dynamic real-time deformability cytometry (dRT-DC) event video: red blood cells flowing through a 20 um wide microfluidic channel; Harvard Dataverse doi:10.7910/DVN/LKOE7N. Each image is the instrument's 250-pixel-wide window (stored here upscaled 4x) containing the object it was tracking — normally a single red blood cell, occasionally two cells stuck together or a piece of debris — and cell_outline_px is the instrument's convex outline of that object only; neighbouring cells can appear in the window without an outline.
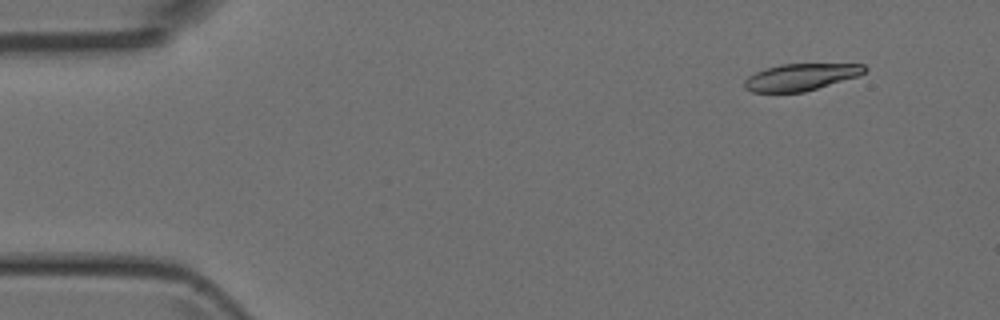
{"species": "Egyptian fruit bat (a non-hibernating species)", "species_latin": "Rousettus aegyptiacus", "temperature_condition": "room temperature", "stored_images_in_passage": 47, "camera_frame_rate_fps": 3000, "um_per_image_px": 0.085, "animal": {"sex": "female"}, "frame": {"image": 1, "passage_image": 3, "time_ms": 0.667, "image_size_px": [1000, 320], "cell_outline_px": [[868, 68], [864, 72], [856, 76], [804, 92], [752, 92], [744, 88], [744, 80], [748, 76], [756, 72], [780, 64], [864, 64]], "centroid_in_image_um": [68.03, 6.55], "position_along_channel_um": 17.0, "area_um2": 18.55}}
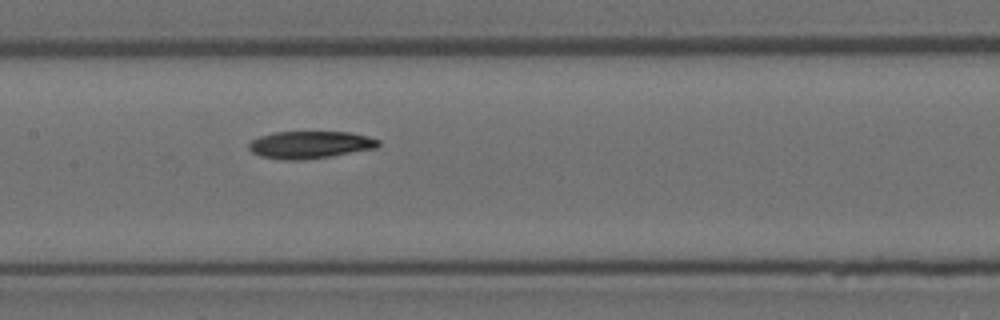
{"frame": {"image": 2, "passage_image": 22, "time_ms": 7.0, "image_size_px": [1000, 320], "cell_outline_px": [[380, 144], [376, 148], [332, 156], [304, 160], [280, 160], [260, 156], [252, 152], [248, 148], [248, 144], [252, 140], [260, 136], [276, 132], [352, 132], [368, 136], [380, 140]], "centroid_in_image_um": [26.36, 12.31], "position_along_channel_um": 181.0, "area_um2": 20.81}}
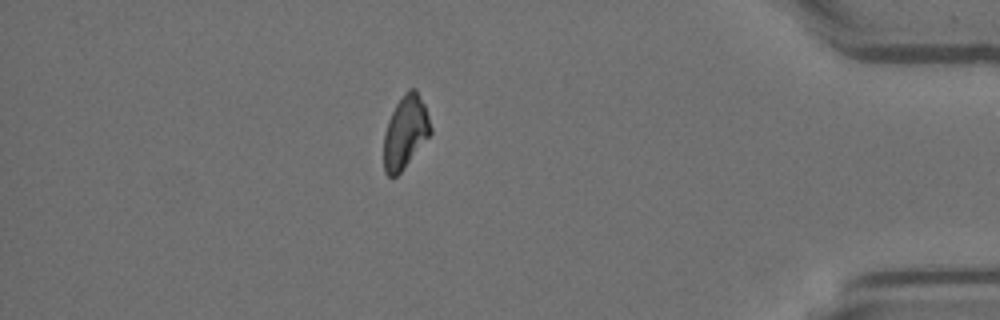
{"frame": {"image": 3, "passage_image": 41, "time_ms": 13.333, "image_size_px": [1000, 320], "cell_outline_px": [[432, 132], [400, 172], [396, 176], [388, 176], [384, 172], [384, 132], [388, 120], [396, 104], [404, 92], [408, 88], [416, 88], [424, 104], [432, 128]], "centroid_in_image_um": [34.44, 11.19], "position_along_channel_um": 400.8, "area_um2": 19.65}}